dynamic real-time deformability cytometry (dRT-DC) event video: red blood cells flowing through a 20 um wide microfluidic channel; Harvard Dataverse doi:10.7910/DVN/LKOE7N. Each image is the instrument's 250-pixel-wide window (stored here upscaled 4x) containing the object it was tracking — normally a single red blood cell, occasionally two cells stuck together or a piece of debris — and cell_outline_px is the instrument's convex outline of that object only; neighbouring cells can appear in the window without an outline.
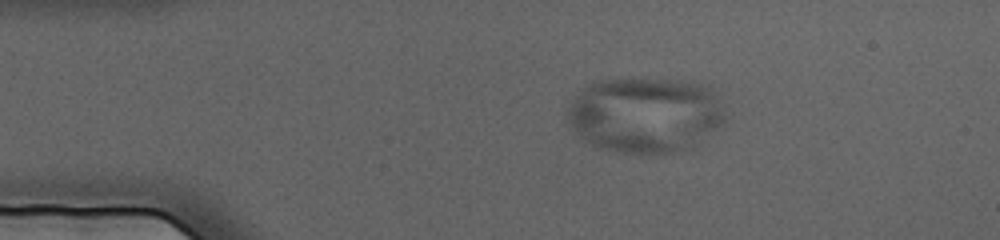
{"species": "human", "species_latin": "Homo sapiens", "temperature_condition": "cold", "stored_images_in_passage": 70, "camera_frame_rate_fps": 3000, "um_per_image_px": 0.085, "donor": {"sex": "female"}, "frame": {"image": 1, "passage_image": 12, "time_ms": 3.667, "image_size_px": [1000, 240], "cell_outline_px": [[728, 124], [696, 148], [676, 152], [640, 156], [600, 148], [584, 144], [568, 128], [564, 112], [564, 108], [568, 100], [580, 88], [588, 84], [600, 80], [692, 80], [708, 84], [724, 100], [728, 112]], "centroid_in_image_um": [54.89, 9.81], "position_along_channel_um": 30.1, "area_um2": 73.58}}
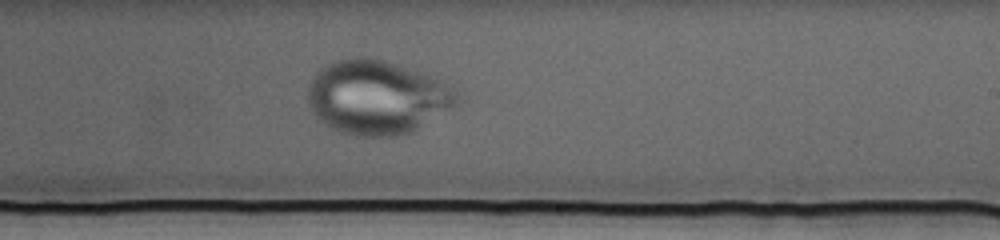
{"frame": {"image": 2, "passage_image": 42, "time_ms": 13.667, "image_size_px": [1000, 240], "cell_outline_px": [[460, 100], [456, 104], [412, 132], [400, 136], [356, 136], [340, 132], [320, 120], [312, 112], [308, 100], [308, 88], [316, 72], [320, 68], [336, 60], [348, 56], [364, 56], [384, 60], [424, 72], [436, 76], [456, 92]], "centroid_in_image_um": [32.04, 8.25], "position_along_channel_um": 257.0, "area_um2": 64.45}}
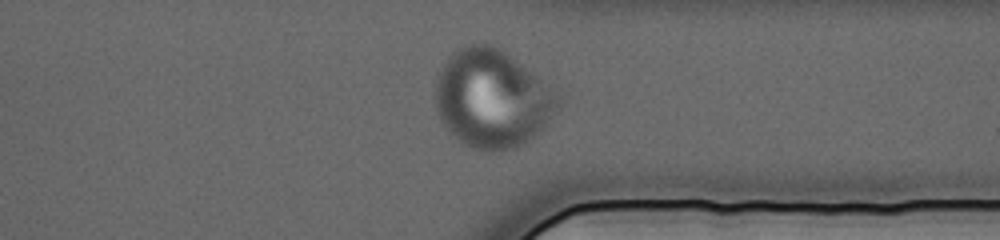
{"frame": {"image": 3, "passage_image": 54, "time_ms": 17.667, "image_size_px": [1000, 240], "cell_outline_px": [[560, 108], [540, 132], [536, 136], [524, 144], [516, 148], [500, 152], [488, 152], [472, 148], [460, 144], [448, 136], [436, 112], [432, 96], [436, 72], [448, 56], [452, 52], [468, 44], [492, 44], [500, 48], [560, 92]], "centroid_in_image_um": [41.78, 8.43], "position_along_channel_um": 369.6, "area_um2": 72.48}}